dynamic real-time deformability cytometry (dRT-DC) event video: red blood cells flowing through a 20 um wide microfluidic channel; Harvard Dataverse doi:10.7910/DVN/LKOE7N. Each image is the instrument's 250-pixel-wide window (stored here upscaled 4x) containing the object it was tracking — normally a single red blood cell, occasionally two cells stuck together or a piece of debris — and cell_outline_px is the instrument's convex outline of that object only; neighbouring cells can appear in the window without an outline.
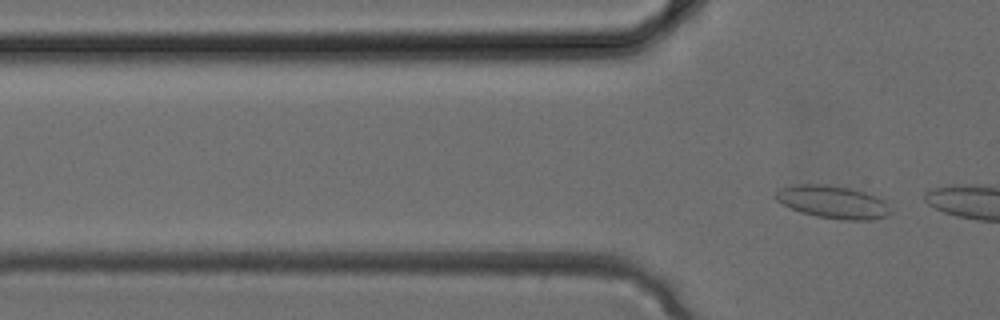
{"species": "common noctule bat (a hibernating species)", "species_latin": "Nyctalus noctula", "temperature_condition": "cold", "stored_images_in_passage": 4, "camera_frame_rate_fps": 3000, "um_per_image_px": 0.085, "animal": {"sex": "female", "body_mass_g": 24.6, "forearm_length_mm": 56.2}, "frame": {"image": 1, "passage_image": 4, "time_ms": 1.0, "image_size_px": [1000, 320], "cell_outline_px": [[892, 212], [884, 216], [868, 220], [840, 220], [816, 216], [800, 212], [776, 200], [776, 192], [780, 188], [800, 184], [824, 184], [848, 188], [864, 192], [876, 196], [884, 200], [888, 204]], "centroid_in_image_um": [70.81, 17.18], "position_along_channel_um": 55.0, "area_um2": 21.73}}